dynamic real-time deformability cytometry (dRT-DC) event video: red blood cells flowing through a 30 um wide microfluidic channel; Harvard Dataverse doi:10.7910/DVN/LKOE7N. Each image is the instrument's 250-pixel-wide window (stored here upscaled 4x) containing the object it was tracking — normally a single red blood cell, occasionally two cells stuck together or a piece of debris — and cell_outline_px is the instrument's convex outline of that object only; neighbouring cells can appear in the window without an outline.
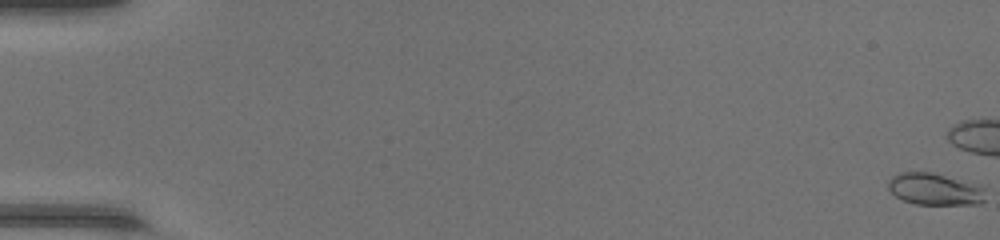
{"species": "common noctule bat (a hibernating species)", "species_latin": "Nyctalus noctula", "temperature_condition": "warm", "stored_images_in_passage": 51, "camera_frame_rate_fps": 3000, "um_per_image_px": 0.085, "animal": {"sex": "female", "body_mass_g": 17.0, "forearm_length_mm": 48.0}, "frame": {"image": 1, "passage_image": 1, "time_ms": 0.0, "image_size_px": [1000, 240], "cell_outline_px": [[984, 200], [980, 204], [916, 204], [904, 200], [896, 196], [888, 188], [888, 180], [892, 176], [900, 172], [932, 172], [980, 184], [984, 188]], "centroid_in_image_um": [79.47, 16.06], "position_along_channel_um": 5.5, "area_um2": 18.15}}
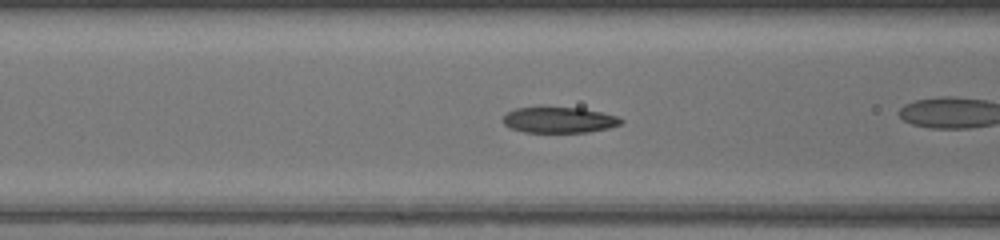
{"frame": {"image": 2, "passage_image": 22, "time_ms": 7.0, "image_size_px": [1000, 240], "cell_outline_px": [[624, 120], [620, 124], [608, 128], [588, 132], [524, 132], [508, 128], [504, 124], [504, 116], [508, 112], [516, 108], [540, 104], [580, 108], [600, 112], [616, 116]], "centroid_in_image_um": [47.45, 10.15], "position_along_channel_um": 119.1, "area_um2": 18.38}}
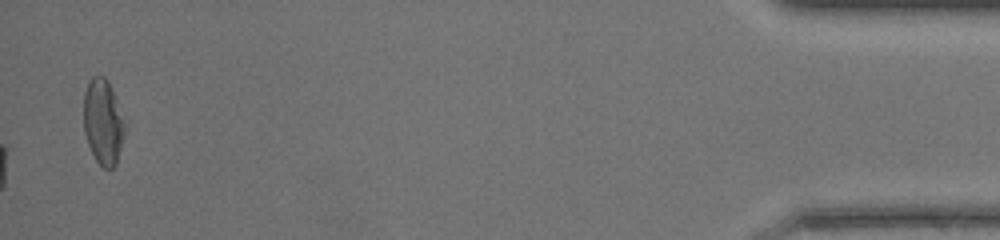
{"frame": {"image": 3, "passage_image": 51, "time_ms": 16.667, "image_size_px": [1000, 240], "cell_outline_px": [[124, 136], [116, 164], [112, 168], [104, 168], [96, 160], [88, 144], [84, 132], [84, 92], [88, 80], [92, 76], [104, 76], [108, 80], [112, 88], [124, 124]], "centroid_in_image_um": [8.74, 10.34], "position_along_channel_um": 426.5, "area_um2": 20.23}, "authors_computed_cell_mechanics": {"area_um2": 18.0914, "velocity_mm_per_s": 4.3995, "shape_relaxation_time_tau1_ms": 3.4348, "shape_relaxation_time_tau2_ms": 0.8258, "deformation_change_tau1": 0.1718, "deformation_change_tau2": 0.0661}}